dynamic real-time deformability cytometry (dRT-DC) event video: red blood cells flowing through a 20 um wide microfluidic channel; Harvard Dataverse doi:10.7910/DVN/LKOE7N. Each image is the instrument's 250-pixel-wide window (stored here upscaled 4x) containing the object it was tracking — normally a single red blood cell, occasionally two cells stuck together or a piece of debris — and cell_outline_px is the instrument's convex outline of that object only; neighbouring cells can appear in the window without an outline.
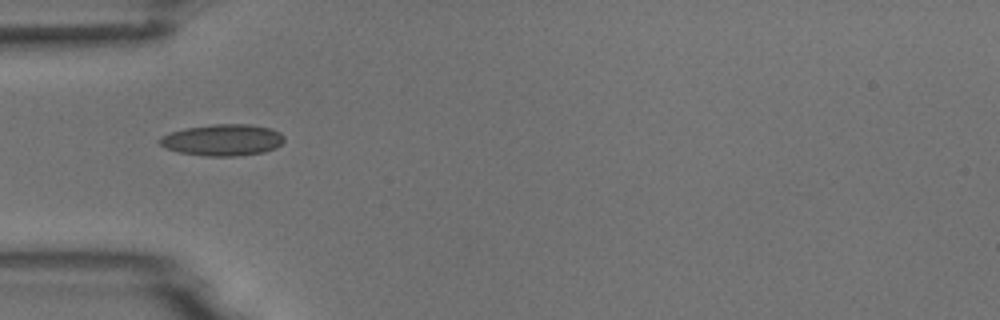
{"species": "common noctule bat (a hibernating species)", "species_latin": "Nyctalus noctula", "temperature_condition": "room temperature", "stored_images_in_passage": 5, "camera_frame_rate_fps": 3000, "um_per_image_px": 0.085, "animal": {"sex": "male", "body_mass_g": 18.8}, "frame": {"image": 1, "passage_image": 5, "time_ms": 4.667, "image_size_px": [1000, 320], "cell_outline_px": [[284, 140], [276, 148], [264, 152], [240, 156], [204, 156], [180, 152], [164, 148], [156, 140], [160, 136], [184, 128], [212, 124], [248, 124], [272, 128], [280, 132], [284, 136]], "centroid_in_image_um": [18.92, 11.9], "position_along_channel_um": 66.1, "area_um2": 23.12}}